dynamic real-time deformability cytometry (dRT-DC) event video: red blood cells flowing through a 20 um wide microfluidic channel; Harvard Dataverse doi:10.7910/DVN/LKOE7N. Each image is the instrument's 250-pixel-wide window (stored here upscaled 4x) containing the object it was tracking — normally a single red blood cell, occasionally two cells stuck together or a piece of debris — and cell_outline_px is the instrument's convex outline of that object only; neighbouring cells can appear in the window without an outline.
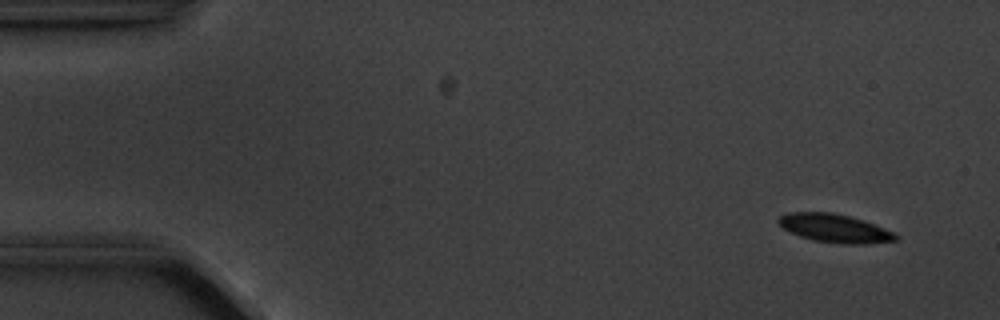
{"species": "common noctule bat (a hibernating species)", "species_latin": "Nyctalus noctula", "temperature_condition": "cold", "stored_images_in_passage": 6, "camera_frame_rate_fps": 3000, "um_per_image_px": 0.085, "animal": {"sex": "male", "body_mass_g": 20.1, "forearm_length_mm": 53.5}, "frame": {"image": 1, "passage_image": 6, "time_ms": 6.0, "image_size_px": [1000, 320], "cell_outline_px": [[900, 236], [896, 240], [868, 244], [848, 244], [816, 240], [800, 236], [784, 228], [776, 220], [780, 216], [788, 212], [832, 212], [848, 216], [896, 232]], "centroid_in_image_um": [70.98, 19.4], "position_along_channel_um": 14.0, "area_um2": 19.07}}